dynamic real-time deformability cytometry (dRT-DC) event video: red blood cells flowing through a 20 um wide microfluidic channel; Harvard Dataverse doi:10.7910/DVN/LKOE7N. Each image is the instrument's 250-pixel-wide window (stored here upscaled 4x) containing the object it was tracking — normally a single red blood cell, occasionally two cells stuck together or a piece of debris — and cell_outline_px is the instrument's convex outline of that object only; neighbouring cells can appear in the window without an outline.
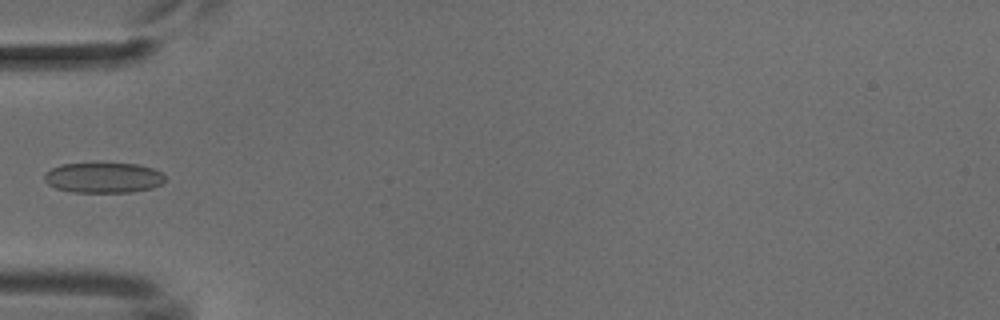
{"species": "common noctule bat (a hibernating species)", "species_latin": "Nyctalus noctula", "temperature_condition": "cold", "stored_images_in_passage": 5, "camera_frame_rate_fps": 3000, "um_per_image_px": 0.085, "animal": {"sex": "male", "body_mass_g": 18.8}, "frame": {"image": 1, "passage_image": 5, "time_ms": 4.667, "image_size_px": [1000, 320], "cell_outline_px": [[164, 180], [160, 184], [152, 188], [132, 192], [72, 192], [56, 188], [48, 184], [44, 180], [44, 176], [52, 168], [60, 164], [136, 164], [152, 168], [160, 172], [164, 176]], "centroid_in_image_um": [8.78, 15.11], "position_along_channel_um": 76.2, "area_um2": 21.04}}